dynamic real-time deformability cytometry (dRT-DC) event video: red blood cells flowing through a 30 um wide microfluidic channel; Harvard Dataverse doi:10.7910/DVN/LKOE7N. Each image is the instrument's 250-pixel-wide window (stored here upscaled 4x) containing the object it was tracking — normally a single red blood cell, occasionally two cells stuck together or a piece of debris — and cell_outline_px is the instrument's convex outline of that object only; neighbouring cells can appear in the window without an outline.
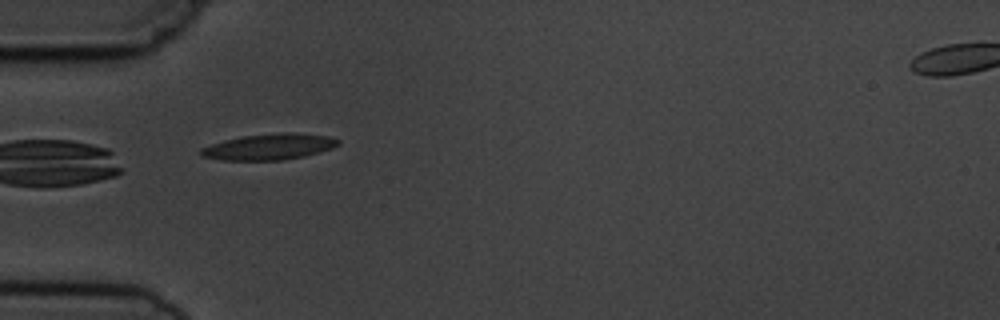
{"species": "common noctule bat (a hibernating species)", "species_latin": "Nyctalus noctula", "temperature_condition": "cold", "stored_images_in_passage": 12, "camera_frame_rate_fps": 3000, "um_per_image_px": 0.085, "animal": {"sex": "male", "body_mass_g": 19.5, "forearm_length_mm": 54.6}, "frame": {"image": 1, "passage_image": 6, "time_ms": 5.667, "image_size_px": [1000, 320], "cell_outline_px": [[340, 144], [332, 148], [304, 156], [280, 160], [220, 160], [200, 156], [200, 148], [224, 140], [244, 136], [284, 132], [288, 132], [328, 136], [340, 140]], "centroid_in_image_um": [22.86, 12.48], "position_along_channel_um": 62.1, "area_um2": 20.63}}
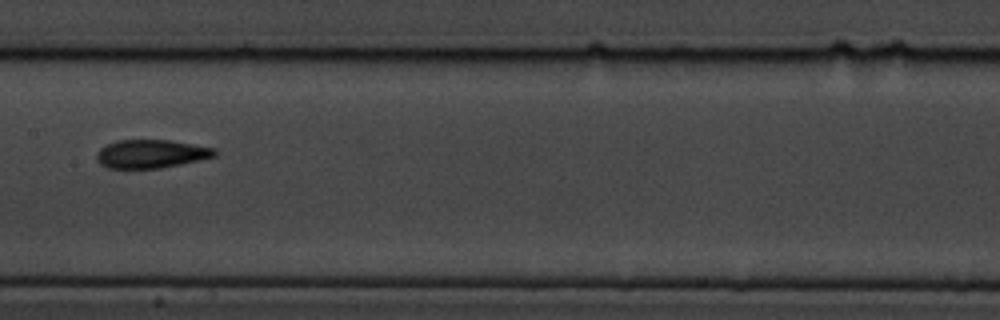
{"frame": {"image": 2, "passage_image": 9, "time_ms": 9.333, "image_size_px": [1000, 320], "cell_outline_px": [[216, 156], [180, 164], [160, 168], [108, 168], [100, 164], [96, 156], [96, 152], [100, 148], [116, 140], [168, 140], [216, 148]], "centroid_in_image_um": [12.82, 13.07], "position_along_channel_um": 194.6, "area_um2": 19.42}}
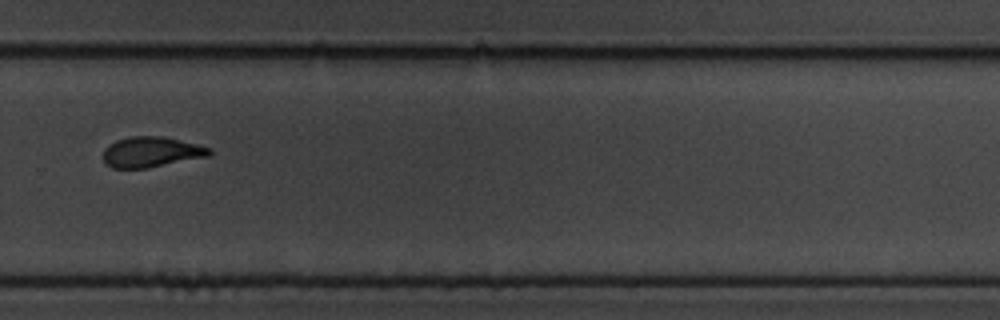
{"frame": {"image": 3, "passage_image": 12, "time_ms": 12.667, "image_size_px": [1000, 320], "cell_outline_px": [[212, 152], [208, 156], [144, 168], [112, 168], [104, 164], [104, 148], [108, 144], [116, 140], [128, 136], [164, 136], [212, 148]], "centroid_in_image_um": [12.81, 12.9], "position_along_channel_um": 317.0, "area_um2": 18.79}}